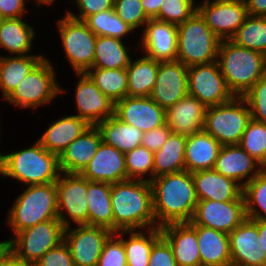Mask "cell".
I'll return each mask as SVG.
<instances>
[{"mask_svg":"<svg viewBox=\"0 0 266 266\" xmlns=\"http://www.w3.org/2000/svg\"><path fill=\"white\" fill-rule=\"evenodd\" d=\"M150 184L156 227L192 220L198 203L192 173L183 170L162 175Z\"/></svg>","mask_w":266,"mask_h":266,"instance_id":"obj_1","label":"cell"},{"mask_svg":"<svg viewBox=\"0 0 266 266\" xmlns=\"http://www.w3.org/2000/svg\"><path fill=\"white\" fill-rule=\"evenodd\" d=\"M113 233L156 227L149 181L128 179L111 184Z\"/></svg>","mask_w":266,"mask_h":266,"instance_id":"obj_2","label":"cell"},{"mask_svg":"<svg viewBox=\"0 0 266 266\" xmlns=\"http://www.w3.org/2000/svg\"><path fill=\"white\" fill-rule=\"evenodd\" d=\"M217 63L229 90L236 97L245 95L266 74L265 55L230 39L221 40Z\"/></svg>","mask_w":266,"mask_h":266,"instance_id":"obj_3","label":"cell"},{"mask_svg":"<svg viewBox=\"0 0 266 266\" xmlns=\"http://www.w3.org/2000/svg\"><path fill=\"white\" fill-rule=\"evenodd\" d=\"M60 173L58 155L38 141L32 147L2 155L0 160V175L26 185L56 182Z\"/></svg>","mask_w":266,"mask_h":266,"instance_id":"obj_4","label":"cell"},{"mask_svg":"<svg viewBox=\"0 0 266 266\" xmlns=\"http://www.w3.org/2000/svg\"><path fill=\"white\" fill-rule=\"evenodd\" d=\"M7 219V224L14 232L12 237L38 223L58 219L55 182L28 185L14 201Z\"/></svg>","mask_w":266,"mask_h":266,"instance_id":"obj_5","label":"cell"},{"mask_svg":"<svg viewBox=\"0 0 266 266\" xmlns=\"http://www.w3.org/2000/svg\"><path fill=\"white\" fill-rule=\"evenodd\" d=\"M177 32V61L187 67L217 61L221 39L209 29L197 10L177 26Z\"/></svg>","mask_w":266,"mask_h":266,"instance_id":"obj_6","label":"cell"},{"mask_svg":"<svg viewBox=\"0 0 266 266\" xmlns=\"http://www.w3.org/2000/svg\"><path fill=\"white\" fill-rule=\"evenodd\" d=\"M251 119L246 100L235 96L229 102L206 109L203 130L222 146L239 144Z\"/></svg>","mask_w":266,"mask_h":266,"instance_id":"obj_7","label":"cell"},{"mask_svg":"<svg viewBox=\"0 0 266 266\" xmlns=\"http://www.w3.org/2000/svg\"><path fill=\"white\" fill-rule=\"evenodd\" d=\"M59 219H51L26 228L10 237V252L24 263L34 266L50 249L64 241Z\"/></svg>","mask_w":266,"mask_h":266,"instance_id":"obj_8","label":"cell"},{"mask_svg":"<svg viewBox=\"0 0 266 266\" xmlns=\"http://www.w3.org/2000/svg\"><path fill=\"white\" fill-rule=\"evenodd\" d=\"M54 70L49 59L44 57L5 100L21 108H38L50 103L65 92L56 82Z\"/></svg>","mask_w":266,"mask_h":266,"instance_id":"obj_9","label":"cell"},{"mask_svg":"<svg viewBox=\"0 0 266 266\" xmlns=\"http://www.w3.org/2000/svg\"><path fill=\"white\" fill-rule=\"evenodd\" d=\"M65 15L57 21L63 49L75 73H86L93 67L97 36L84 21Z\"/></svg>","mask_w":266,"mask_h":266,"instance_id":"obj_10","label":"cell"},{"mask_svg":"<svg viewBox=\"0 0 266 266\" xmlns=\"http://www.w3.org/2000/svg\"><path fill=\"white\" fill-rule=\"evenodd\" d=\"M55 185L58 219L62 225L69 227L70 219L76 225H88L87 179L80 174L61 172Z\"/></svg>","mask_w":266,"mask_h":266,"instance_id":"obj_11","label":"cell"},{"mask_svg":"<svg viewBox=\"0 0 266 266\" xmlns=\"http://www.w3.org/2000/svg\"><path fill=\"white\" fill-rule=\"evenodd\" d=\"M188 94L196 97L206 108L224 104L235 97L217 61L188 67Z\"/></svg>","mask_w":266,"mask_h":266,"instance_id":"obj_12","label":"cell"},{"mask_svg":"<svg viewBox=\"0 0 266 266\" xmlns=\"http://www.w3.org/2000/svg\"><path fill=\"white\" fill-rule=\"evenodd\" d=\"M246 218L243 194L237 200H201L196 204L191 225L212 228L229 234Z\"/></svg>","mask_w":266,"mask_h":266,"instance_id":"obj_13","label":"cell"},{"mask_svg":"<svg viewBox=\"0 0 266 266\" xmlns=\"http://www.w3.org/2000/svg\"><path fill=\"white\" fill-rule=\"evenodd\" d=\"M64 229V242L68 245L75 266H97L105 242L113 232L105 227L76 225Z\"/></svg>","mask_w":266,"mask_h":266,"instance_id":"obj_14","label":"cell"},{"mask_svg":"<svg viewBox=\"0 0 266 266\" xmlns=\"http://www.w3.org/2000/svg\"><path fill=\"white\" fill-rule=\"evenodd\" d=\"M197 11L209 29L221 40H229L248 16L245 0H207Z\"/></svg>","mask_w":266,"mask_h":266,"instance_id":"obj_15","label":"cell"},{"mask_svg":"<svg viewBox=\"0 0 266 266\" xmlns=\"http://www.w3.org/2000/svg\"><path fill=\"white\" fill-rule=\"evenodd\" d=\"M231 266H266V253L259 238L257 220L245 218L229 234Z\"/></svg>","mask_w":266,"mask_h":266,"instance_id":"obj_16","label":"cell"},{"mask_svg":"<svg viewBox=\"0 0 266 266\" xmlns=\"http://www.w3.org/2000/svg\"><path fill=\"white\" fill-rule=\"evenodd\" d=\"M188 94V67L180 61L159 62L152 98L163 109L175 105Z\"/></svg>","mask_w":266,"mask_h":266,"instance_id":"obj_17","label":"cell"},{"mask_svg":"<svg viewBox=\"0 0 266 266\" xmlns=\"http://www.w3.org/2000/svg\"><path fill=\"white\" fill-rule=\"evenodd\" d=\"M79 76L75 88V101L78 116L89 125H97L115 115V103L105 96L86 73Z\"/></svg>","mask_w":266,"mask_h":266,"instance_id":"obj_18","label":"cell"},{"mask_svg":"<svg viewBox=\"0 0 266 266\" xmlns=\"http://www.w3.org/2000/svg\"><path fill=\"white\" fill-rule=\"evenodd\" d=\"M115 116L143 133L166 124L165 109L150 97H129L115 103Z\"/></svg>","mask_w":266,"mask_h":266,"instance_id":"obj_19","label":"cell"},{"mask_svg":"<svg viewBox=\"0 0 266 266\" xmlns=\"http://www.w3.org/2000/svg\"><path fill=\"white\" fill-rule=\"evenodd\" d=\"M143 30L142 44L146 56L158 62L175 61L177 57V25L149 19Z\"/></svg>","mask_w":266,"mask_h":266,"instance_id":"obj_20","label":"cell"},{"mask_svg":"<svg viewBox=\"0 0 266 266\" xmlns=\"http://www.w3.org/2000/svg\"><path fill=\"white\" fill-rule=\"evenodd\" d=\"M80 175L89 181L110 184L128 180L125 154L101 141L96 154Z\"/></svg>","mask_w":266,"mask_h":266,"instance_id":"obj_21","label":"cell"},{"mask_svg":"<svg viewBox=\"0 0 266 266\" xmlns=\"http://www.w3.org/2000/svg\"><path fill=\"white\" fill-rule=\"evenodd\" d=\"M160 230L172 249L177 266H201L196 229L190 223H171Z\"/></svg>","mask_w":266,"mask_h":266,"instance_id":"obj_22","label":"cell"},{"mask_svg":"<svg viewBox=\"0 0 266 266\" xmlns=\"http://www.w3.org/2000/svg\"><path fill=\"white\" fill-rule=\"evenodd\" d=\"M102 141L96 125H90L58 156L59 168L63 173L80 174L96 154Z\"/></svg>","mask_w":266,"mask_h":266,"instance_id":"obj_23","label":"cell"},{"mask_svg":"<svg viewBox=\"0 0 266 266\" xmlns=\"http://www.w3.org/2000/svg\"><path fill=\"white\" fill-rule=\"evenodd\" d=\"M206 109L196 97L187 94L165 110L166 124L172 133L193 135L203 130Z\"/></svg>","mask_w":266,"mask_h":266,"instance_id":"obj_24","label":"cell"},{"mask_svg":"<svg viewBox=\"0 0 266 266\" xmlns=\"http://www.w3.org/2000/svg\"><path fill=\"white\" fill-rule=\"evenodd\" d=\"M214 169L221 175L234 179L243 187L258 175L263 170V167L238 144H234L222 146ZM244 178L246 180L240 182Z\"/></svg>","mask_w":266,"mask_h":266,"instance_id":"obj_25","label":"cell"},{"mask_svg":"<svg viewBox=\"0 0 266 266\" xmlns=\"http://www.w3.org/2000/svg\"><path fill=\"white\" fill-rule=\"evenodd\" d=\"M198 201L215 200L219 202L237 200L243 187L234 179L221 175L214 168L192 173Z\"/></svg>","mask_w":266,"mask_h":266,"instance_id":"obj_26","label":"cell"},{"mask_svg":"<svg viewBox=\"0 0 266 266\" xmlns=\"http://www.w3.org/2000/svg\"><path fill=\"white\" fill-rule=\"evenodd\" d=\"M222 145L204 130L187 136L185 170L190 173L213 169Z\"/></svg>","mask_w":266,"mask_h":266,"instance_id":"obj_27","label":"cell"},{"mask_svg":"<svg viewBox=\"0 0 266 266\" xmlns=\"http://www.w3.org/2000/svg\"><path fill=\"white\" fill-rule=\"evenodd\" d=\"M196 229L201 266H231L229 235L199 225Z\"/></svg>","mask_w":266,"mask_h":266,"instance_id":"obj_28","label":"cell"},{"mask_svg":"<svg viewBox=\"0 0 266 266\" xmlns=\"http://www.w3.org/2000/svg\"><path fill=\"white\" fill-rule=\"evenodd\" d=\"M90 125L76 115L53 122L37 141L49 152L58 156Z\"/></svg>","mask_w":266,"mask_h":266,"instance_id":"obj_29","label":"cell"},{"mask_svg":"<svg viewBox=\"0 0 266 266\" xmlns=\"http://www.w3.org/2000/svg\"><path fill=\"white\" fill-rule=\"evenodd\" d=\"M111 184L87 180L88 225L105 227L113 232Z\"/></svg>","mask_w":266,"mask_h":266,"instance_id":"obj_30","label":"cell"},{"mask_svg":"<svg viewBox=\"0 0 266 266\" xmlns=\"http://www.w3.org/2000/svg\"><path fill=\"white\" fill-rule=\"evenodd\" d=\"M96 126L102 141L124 154L141 145L144 133L133 125L122 122L115 115L99 122Z\"/></svg>","mask_w":266,"mask_h":266,"instance_id":"obj_31","label":"cell"},{"mask_svg":"<svg viewBox=\"0 0 266 266\" xmlns=\"http://www.w3.org/2000/svg\"><path fill=\"white\" fill-rule=\"evenodd\" d=\"M44 58L42 55H0V90L4 100L23 78Z\"/></svg>","mask_w":266,"mask_h":266,"instance_id":"obj_32","label":"cell"},{"mask_svg":"<svg viewBox=\"0 0 266 266\" xmlns=\"http://www.w3.org/2000/svg\"><path fill=\"white\" fill-rule=\"evenodd\" d=\"M187 136L170 134L162 148L154 152L153 179L185 170Z\"/></svg>","mask_w":266,"mask_h":266,"instance_id":"obj_33","label":"cell"},{"mask_svg":"<svg viewBox=\"0 0 266 266\" xmlns=\"http://www.w3.org/2000/svg\"><path fill=\"white\" fill-rule=\"evenodd\" d=\"M34 29L22 18L2 19L0 23V47L11 56L28 55L33 45Z\"/></svg>","mask_w":266,"mask_h":266,"instance_id":"obj_34","label":"cell"},{"mask_svg":"<svg viewBox=\"0 0 266 266\" xmlns=\"http://www.w3.org/2000/svg\"><path fill=\"white\" fill-rule=\"evenodd\" d=\"M131 232V233H130ZM141 230L118 231L115 234L123 241L127 266H148L153 244L161 237L160 227ZM123 234H129L126 240Z\"/></svg>","mask_w":266,"mask_h":266,"instance_id":"obj_35","label":"cell"},{"mask_svg":"<svg viewBox=\"0 0 266 266\" xmlns=\"http://www.w3.org/2000/svg\"><path fill=\"white\" fill-rule=\"evenodd\" d=\"M159 62L145 55L130 61L127 69L129 97H149L155 86Z\"/></svg>","mask_w":266,"mask_h":266,"instance_id":"obj_36","label":"cell"},{"mask_svg":"<svg viewBox=\"0 0 266 266\" xmlns=\"http://www.w3.org/2000/svg\"><path fill=\"white\" fill-rule=\"evenodd\" d=\"M123 40L110 36H97L92 68L124 69L131 61Z\"/></svg>","mask_w":266,"mask_h":266,"instance_id":"obj_37","label":"cell"},{"mask_svg":"<svg viewBox=\"0 0 266 266\" xmlns=\"http://www.w3.org/2000/svg\"><path fill=\"white\" fill-rule=\"evenodd\" d=\"M86 74L114 103L125 98L128 90L127 69L91 68Z\"/></svg>","mask_w":266,"mask_h":266,"instance_id":"obj_38","label":"cell"},{"mask_svg":"<svg viewBox=\"0 0 266 266\" xmlns=\"http://www.w3.org/2000/svg\"><path fill=\"white\" fill-rule=\"evenodd\" d=\"M230 40L266 56V17L248 15Z\"/></svg>","mask_w":266,"mask_h":266,"instance_id":"obj_39","label":"cell"},{"mask_svg":"<svg viewBox=\"0 0 266 266\" xmlns=\"http://www.w3.org/2000/svg\"><path fill=\"white\" fill-rule=\"evenodd\" d=\"M84 22L96 36L123 39L134 29L118 17L114 9H108L87 17Z\"/></svg>","mask_w":266,"mask_h":266,"instance_id":"obj_40","label":"cell"},{"mask_svg":"<svg viewBox=\"0 0 266 266\" xmlns=\"http://www.w3.org/2000/svg\"><path fill=\"white\" fill-rule=\"evenodd\" d=\"M242 194L246 217L252 220H266V173L263 170L243 186Z\"/></svg>","mask_w":266,"mask_h":266,"instance_id":"obj_41","label":"cell"},{"mask_svg":"<svg viewBox=\"0 0 266 266\" xmlns=\"http://www.w3.org/2000/svg\"><path fill=\"white\" fill-rule=\"evenodd\" d=\"M238 145L263 168L266 167V123L251 119Z\"/></svg>","mask_w":266,"mask_h":266,"instance_id":"obj_42","label":"cell"},{"mask_svg":"<svg viewBox=\"0 0 266 266\" xmlns=\"http://www.w3.org/2000/svg\"><path fill=\"white\" fill-rule=\"evenodd\" d=\"M128 179L151 181L153 179L154 153L142 145L125 153ZM149 172V173H148ZM151 178H143L144 175Z\"/></svg>","mask_w":266,"mask_h":266,"instance_id":"obj_43","label":"cell"},{"mask_svg":"<svg viewBox=\"0 0 266 266\" xmlns=\"http://www.w3.org/2000/svg\"><path fill=\"white\" fill-rule=\"evenodd\" d=\"M195 0H164L158 15L160 21L179 25L185 22L196 10Z\"/></svg>","mask_w":266,"mask_h":266,"instance_id":"obj_44","label":"cell"},{"mask_svg":"<svg viewBox=\"0 0 266 266\" xmlns=\"http://www.w3.org/2000/svg\"><path fill=\"white\" fill-rule=\"evenodd\" d=\"M113 9L120 19L137 29L149 21L146 16L141 0H114Z\"/></svg>","mask_w":266,"mask_h":266,"instance_id":"obj_45","label":"cell"},{"mask_svg":"<svg viewBox=\"0 0 266 266\" xmlns=\"http://www.w3.org/2000/svg\"><path fill=\"white\" fill-rule=\"evenodd\" d=\"M242 97L248 104L252 119L266 123V74Z\"/></svg>","mask_w":266,"mask_h":266,"instance_id":"obj_46","label":"cell"},{"mask_svg":"<svg viewBox=\"0 0 266 266\" xmlns=\"http://www.w3.org/2000/svg\"><path fill=\"white\" fill-rule=\"evenodd\" d=\"M97 266H127L123 241L115 233L105 242Z\"/></svg>","mask_w":266,"mask_h":266,"instance_id":"obj_47","label":"cell"},{"mask_svg":"<svg viewBox=\"0 0 266 266\" xmlns=\"http://www.w3.org/2000/svg\"><path fill=\"white\" fill-rule=\"evenodd\" d=\"M34 266H75L68 245L62 241L47 251Z\"/></svg>","mask_w":266,"mask_h":266,"instance_id":"obj_48","label":"cell"},{"mask_svg":"<svg viewBox=\"0 0 266 266\" xmlns=\"http://www.w3.org/2000/svg\"><path fill=\"white\" fill-rule=\"evenodd\" d=\"M148 266H177L172 249L162 236L152 246Z\"/></svg>","mask_w":266,"mask_h":266,"instance_id":"obj_49","label":"cell"},{"mask_svg":"<svg viewBox=\"0 0 266 266\" xmlns=\"http://www.w3.org/2000/svg\"><path fill=\"white\" fill-rule=\"evenodd\" d=\"M79 9V15L68 11L67 14L77 20L84 21L90 15L113 9L114 0H74Z\"/></svg>","mask_w":266,"mask_h":266,"instance_id":"obj_50","label":"cell"},{"mask_svg":"<svg viewBox=\"0 0 266 266\" xmlns=\"http://www.w3.org/2000/svg\"><path fill=\"white\" fill-rule=\"evenodd\" d=\"M171 132L172 131L167 124L145 132L143 134L141 145L154 153L162 148Z\"/></svg>","mask_w":266,"mask_h":266,"instance_id":"obj_51","label":"cell"},{"mask_svg":"<svg viewBox=\"0 0 266 266\" xmlns=\"http://www.w3.org/2000/svg\"><path fill=\"white\" fill-rule=\"evenodd\" d=\"M26 0H0V17L7 18H20L27 11L25 8Z\"/></svg>","mask_w":266,"mask_h":266,"instance_id":"obj_52","label":"cell"},{"mask_svg":"<svg viewBox=\"0 0 266 266\" xmlns=\"http://www.w3.org/2000/svg\"><path fill=\"white\" fill-rule=\"evenodd\" d=\"M248 15L266 17V0H245Z\"/></svg>","mask_w":266,"mask_h":266,"instance_id":"obj_53","label":"cell"},{"mask_svg":"<svg viewBox=\"0 0 266 266\" xmlns=\"http://www.w3.org/2000/svg\"><path fill=\"white\" fill-rule=\"evenodd\" d=\"M164 0H141L144 12L149 19H154L160 10Z\"/></svg>","mask_w":266,"mask_h":266,"instance_id":"obj_54","label":"cell"},{"mask_svg":"<svg viewBox=\"0 0 266 266\" xmlns=\"http://www.w3.org/2000/svg\"><path fill=\"white\" fill-rule=\"evenodd\" d=\"M0 266H31L17 259L11 252L0 262Z\"/></svg>","mask_w":266,"mask_h":266,"instance_id":"obj_55","label":"cell"},{"mask_svg":"<svg viewBox=\"0 0 266 266\" xmlns=\"http://www.w3.org/2000/svg\"><path fill=\"white\" fill-rule=\"evenodd\" d=\"M259 238H262L263 249L266 253V220H257Z\"/></svg>","mask_w":266,"mask_h":266,"instance_id":"obj_56","label":"cell"},{"mask_svg":"<svg viewBox=\"0 0 266 266\" xmlns=\"http://www.w3.org/2000/svg\"><path fill=\"white\" fill-rule=\"evenodd\" d=\"M10 252V240L0 242V262Z\"/></svg>","mask_w":266,"mask_h":266,"instance_id":"obj_57","label":"cell"},{"mask_svg":"<svg viewBox=\"0 0 266 266\" xmlns=\"http://www.w3.org/2000/svg\"><path fill=\"white\" fill-rule=\"evenodd\" d=\"M55 0H36V2L39 4V5H42V4H52Z\"/></svg>","mask_w":266,"mask_h":266,"instance_id":"obj_58","label":"cell"}]
</instances>
